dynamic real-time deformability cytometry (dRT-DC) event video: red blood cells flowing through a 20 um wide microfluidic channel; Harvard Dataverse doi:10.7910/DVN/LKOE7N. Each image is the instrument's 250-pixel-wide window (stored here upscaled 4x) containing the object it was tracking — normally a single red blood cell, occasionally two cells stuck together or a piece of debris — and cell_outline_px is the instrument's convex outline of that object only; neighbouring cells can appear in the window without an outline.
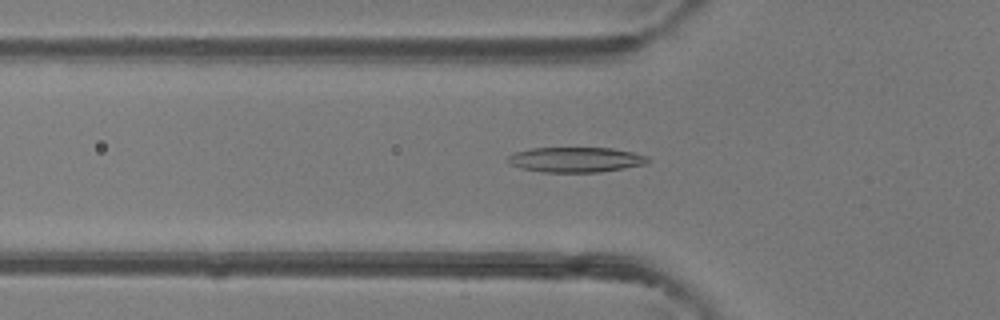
{"species": "common noctule bat (a hibernating species)", "species_latin": "Nyctalus noctula", "temperature_condition": "room temperature", "stored_images_in_passage": 15, "camera_frame_rate_fps": 3000, "um_per_image_px": 0.085, "animal": {"sex": "female"}, "frame": {"image": 1, "passage_image": 15, "time_ms": 4.667, "image_size_px": [1000, 320], "cell_outline_px": [[652, 160], [648, 164], [600, 172], [540, 172], [520, 168], [508, 164], [508, 156], [512, 152], [532, 148], [612, 148], [632, 152], [648, 156]], "centroid_in_image_um": [48.94, 13.57], "position_along_channel_um": 76.9, "area_um2": 20.75}}